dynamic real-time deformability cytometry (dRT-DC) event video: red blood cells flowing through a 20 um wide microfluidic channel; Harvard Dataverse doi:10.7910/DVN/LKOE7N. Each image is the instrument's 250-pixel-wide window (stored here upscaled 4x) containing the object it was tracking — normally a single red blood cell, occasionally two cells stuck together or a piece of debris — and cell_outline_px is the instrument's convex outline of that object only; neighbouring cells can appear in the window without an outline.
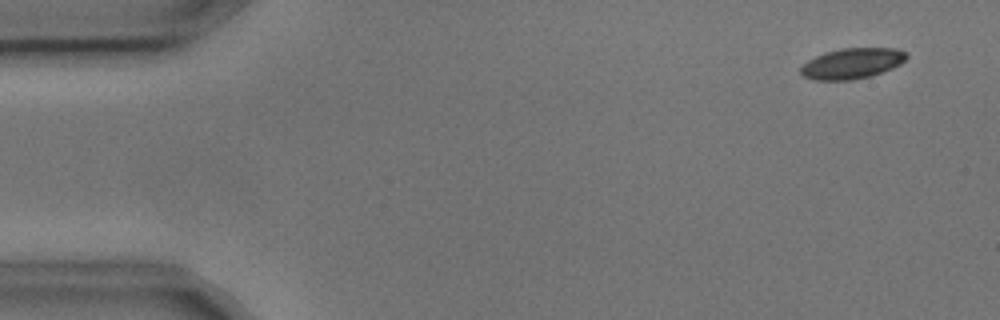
{"species": "common noctule bat (a hibernating species)", "species_latin": "Nyctalus noctula", "temperature_condition": "cold", "stored_images_in_passage": 5, "camera_frame_rate_fps": 3000, "um_per_image_px": 0.085, "animal": {"sex": "male", "body_mass_g": 17.9, "forearm_length_mm": 54.2}, "frame": {"image": 1, "passage_image": 1, "time_ms": 0.0, "image_size_px": [1000, 320], "cell_outline_px": [[908, 56], [900, 64], [892, 68], [868, 76], [852, 80], [812, 80], [800, 76], [800, 68], [808, 60], [816, 56], [828, 52], [844, 48], [896, 48], [904, 52]], "centroid_in_image_um": [72.38, 5.4], "position_along_channel_um": 12.6, "area_um2": 18.67}}
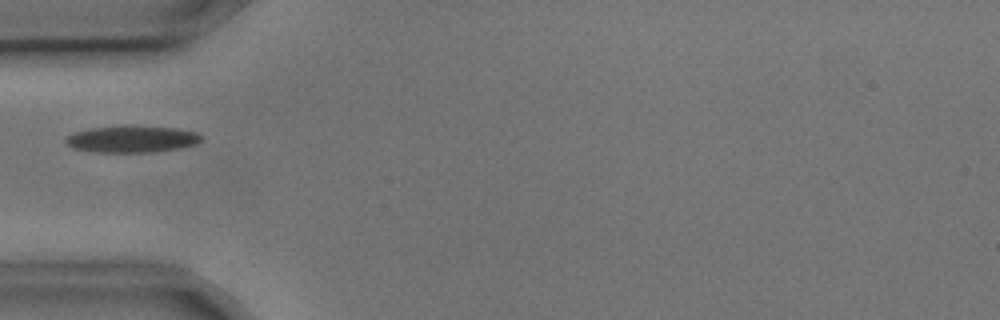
{"frame": {"image": 2, "passage_image": 5, "time_ms": 1.333, "image_size_px": [1000, 320], "cell_outline_px": [[204, 136], [196, 144], [176, 148], [152, 152], [96, 152], [72, 148], [64, 140], [72, 132], [88, 128], [176, 128], [196, 132]], "centroid_in_image_um": [11.18, 11.86], "position_along_channel_um": 73.8, "area_um2": 20.23}}